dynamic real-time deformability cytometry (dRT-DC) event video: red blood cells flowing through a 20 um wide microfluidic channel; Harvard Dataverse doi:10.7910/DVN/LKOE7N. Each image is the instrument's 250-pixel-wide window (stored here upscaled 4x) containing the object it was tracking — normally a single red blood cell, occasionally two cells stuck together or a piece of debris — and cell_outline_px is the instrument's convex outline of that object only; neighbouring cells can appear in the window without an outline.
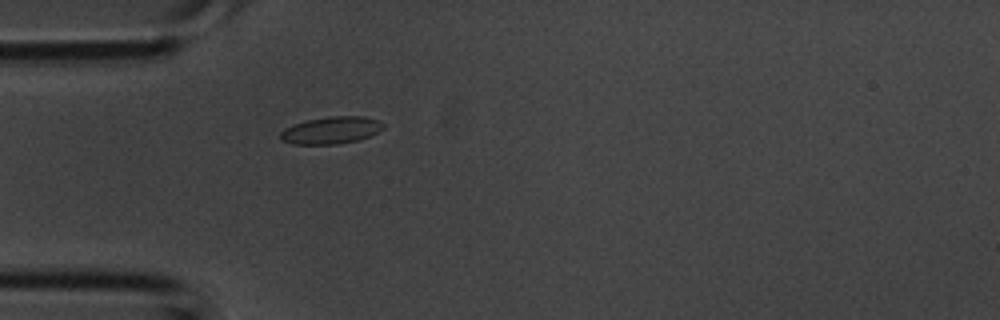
{"species": "common noctule bat (a hibernating species)", "species_latin": "Nyctalus noctula", "temperature_condition": "room temperature", "stored_images_in_passage": 1, "camera_frame_rate_fps": 3000, "um_per_image_px": 0.085, "animal": {"sex": "male", "body_mass_g": 20.1, "forearm_length_mm": 53.5}, "frame": {"image": 1, "passage_image": 1, "time_ms": 0.0, "image_size_px": [1000, 320], "cell_outline_px": [[384, 128], [360, 140], [336, 144], [292, 144], [280, 140], [280, 132], [284, 128], [292, 124], [308, 120], [332, 116], [364, 116], [376, 120], [384, 124]], "centroid_in_image_um": [28.11, 11.07], "position_along_channel_um": 56.9, "area_um2": 16.24}}